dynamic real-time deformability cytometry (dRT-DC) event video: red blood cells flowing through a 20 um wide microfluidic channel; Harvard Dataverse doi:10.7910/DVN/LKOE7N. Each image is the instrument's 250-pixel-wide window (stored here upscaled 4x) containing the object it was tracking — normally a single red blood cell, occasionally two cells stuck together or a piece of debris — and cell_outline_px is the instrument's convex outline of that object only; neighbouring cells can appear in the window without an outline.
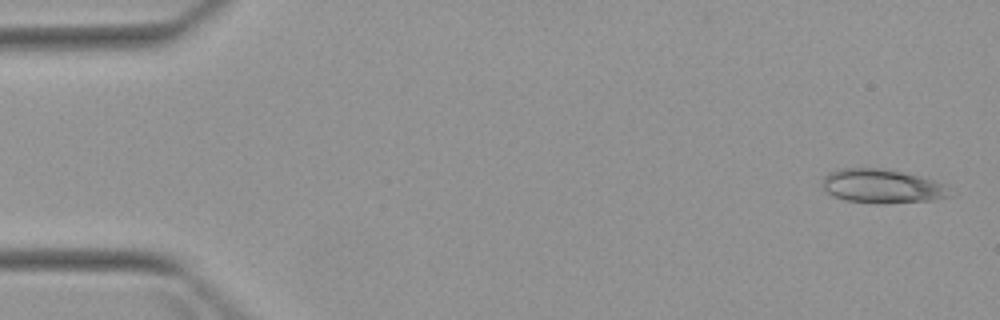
{"species": "Egyptian fruit bat (a non-hibernating species)", "species_latin": "Rousettus aegyptiacus", "temperature_condition": "warm", "stored_images_in_passage": 4, "camera_frame_rate_fps": 3000, "um_per_image_px": 0.085, "animal": {"sex": "female"}, "frame": {"image": 1, "passage_image": 1, "time_ms": 0.0, "image_size_px": [1000, 320], "cell_outline_px": [[956, 196], [932, 200], [884, 204], [880, 204], [848, 200], [832, 196], [824, 188], [820, 180], [828, 172], [840, 168], [880, 168], [920, 176], [944, 184]], "centroid_in_image_um": [74.99, 15.83], "position_along_channel_um": 10.0, "area_um2": 25.43}}
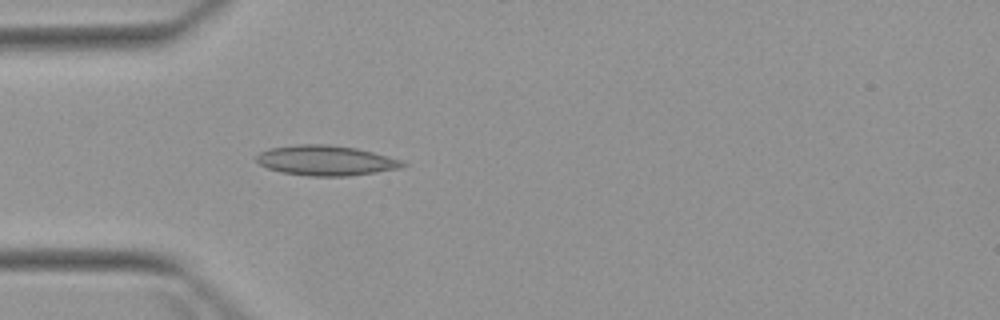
{"frame": {"image": 2, "passage_image": 4, "time_ms": 4.333, "image_size_px": [1000, 320], "cell_outline_px": [[408, 164], [400, 168], [376, 172], [348, 176], [308, 176], [284, 172], [268, 168], [260, 164], [256, 160], [256, 156], [260, 152], [268, 148], [296, 144], [328, 144], [356, 148], [372, 152], [400, 160]], "centroid_in_image_um": [27.67, 13.63], "position_along_channel_um": 57.3, "area_um2": 25.49}}